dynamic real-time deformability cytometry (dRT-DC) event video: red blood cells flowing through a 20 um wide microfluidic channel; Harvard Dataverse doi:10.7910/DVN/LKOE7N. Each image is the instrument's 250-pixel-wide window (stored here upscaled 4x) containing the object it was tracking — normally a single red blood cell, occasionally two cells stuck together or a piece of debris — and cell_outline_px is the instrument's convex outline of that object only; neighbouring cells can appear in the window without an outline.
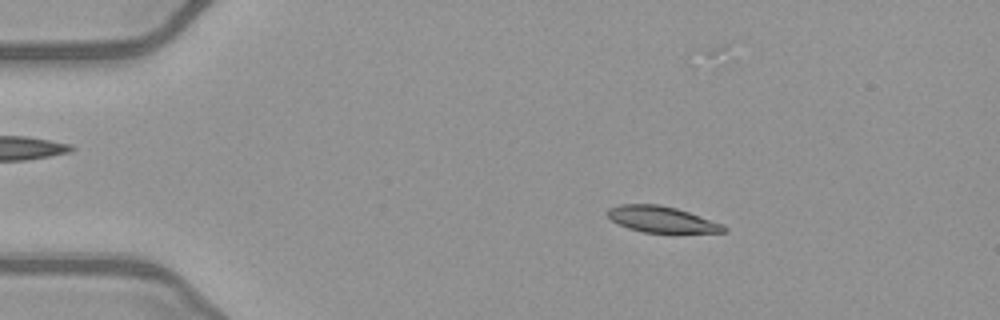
{"species": "common noctule bat (a hibernating species)", "species_latin": "Nyctalus noctula", "temperature_condition": "warm", "stored_images_in_passage": 51, "camera_frame_rate_fps": 3000, "um_per_image_px": 0.085, "animal": {"sex": "female", "body_mass_g": 21.9}, "frame": {"image": 1, "passage_image": 9, "time_ms": 2.667, "image_size_px": [1000, 320], "cell_outline_px": [[728, 232], [672, 236], [644, 232], [628, 228], [612, 220], [604, 212], [608, 208], [620, 204], [660, 204], [676, 208], [724, 224], [728, 228]], "centroid_in_image_um": [56.34, 18.71], "position_along_channel_um": 28.7, "area_um2": 18.84}}
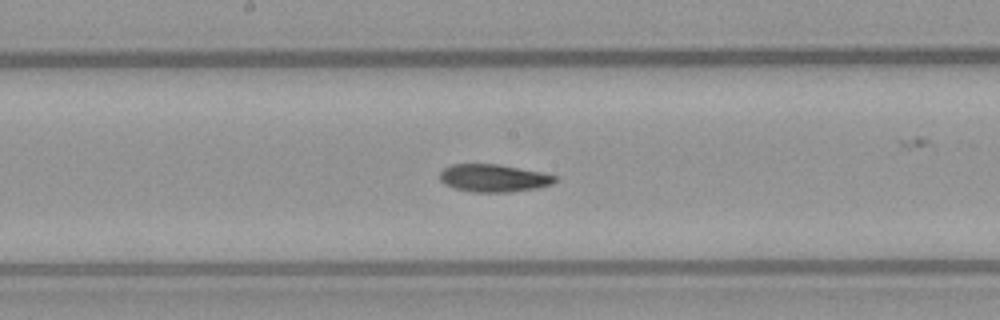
{"frame": {"image": 2, "passage_image": 27, "time_ms": 8.667, "image_size_px": [1000, 320], "cell_outline_px": [[556, 180], [552, 184], [536, 188], [512, 192], [472, 192], [452, 188], [444, 184], [440, 180], [440, 172], [444, 168], [452, 164], [500, 164], [540, 172], [556, 176]], "centroid_in_image_um": [41.92, 15.14], "position_along_channel_um": 206.3, "area_um2": 18.61}}
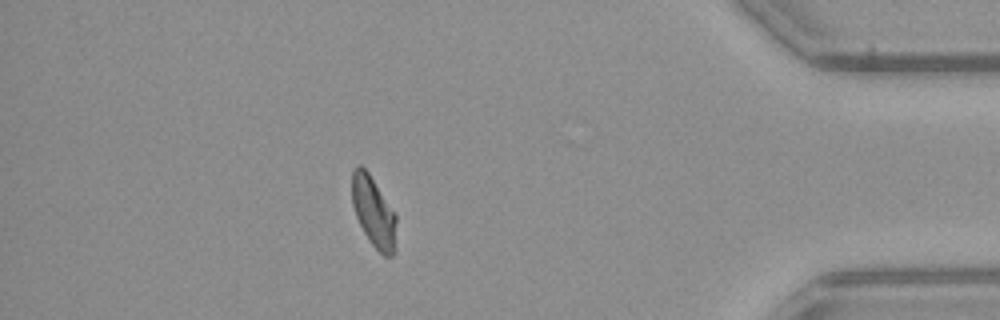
{"frame": {"image": 3, "passage_image": 45, "time_ms": 14.667, "image_size_px": [1000, 320], "cell_outline_px": [[396, 252], [392, 256], [384, 256], [372, 244], [364, 232], [356, 216], [352, 204], [352, 172], [356, 164], [360, 164], [368, 172], [396, 212]], "centroid_in_image_um": [31.78, 18.01], "position_along_channel_um": 403.4, "area_um2": 18.44}, "authors_computed_cell_mechanics": {"area_um2": 18.8428, "velocity_mm_per_s": 4.0267, "shape_relaxation_time_tau1_ms": null, "shape_relaxation_time_tau2_ms": 6.3763, "deformation_change_tau1": null, "deformation_change_tau2": 0.1147}}